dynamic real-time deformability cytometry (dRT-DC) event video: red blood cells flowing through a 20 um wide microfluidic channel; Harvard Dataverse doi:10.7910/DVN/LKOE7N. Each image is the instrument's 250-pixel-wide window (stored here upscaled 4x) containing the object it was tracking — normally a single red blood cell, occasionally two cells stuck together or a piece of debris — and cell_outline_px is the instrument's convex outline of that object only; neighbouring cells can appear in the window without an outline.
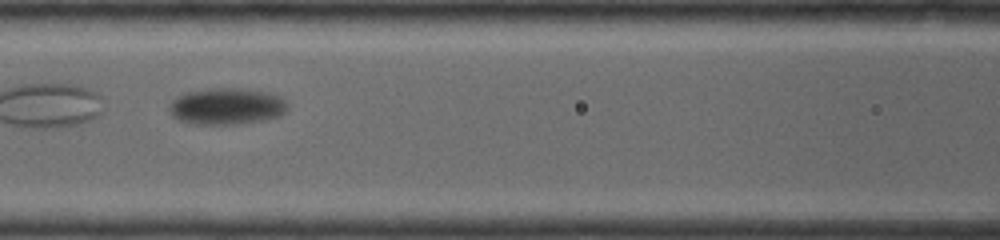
{"species": "common noctule bat (a hibernating species)", "species_latin": "Nyctalus noctula", "temperature_condition": "warm", "stored_images_in_passage": 67, "camera_frame_rate_fps": 5000, "um_per_image_px": 0.085, "animal": {"sex": "female", "body_mass_g": 19.0, "forearm_length_mm": 53.3}, "frame": {"image": 1, "passage_image": 17, "time_ms": 3.2, "image_size_px": [1000, 240], "cell_outline_px": [[284, 112], [276, 116], [264, 120], [232, 124], [188, 124], [172, 116], [168, 108], [172, 100], [176, 96], [184, 92], [208, 88], [240, 88], [268, 92], [280, 96], [284, 100]], "centroid_in_image_um": [19.17, 9.02], "position_along_channel_um": 147.4, "area_um2": 25.14}}
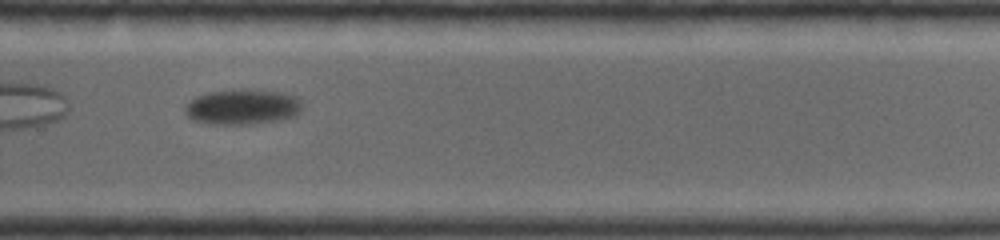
{"frame": {"image": 2, "passage_image": 41, "time_ms": 8.0, "image_size_px": [1000, 240], "cell_outline_px": [[300, 108], [296, 116], [276, 120], [244, 124], [220, 124], [192, 120], [188, 116], [184, 108], [192, 100], [200, 96], [212, 92], [280, 92], [292, 96], [300, 104]], "centroid_in_image_um": [20.58, 9.14], "position_along_channel_um": 309.2, "area_um2": 22.37}}
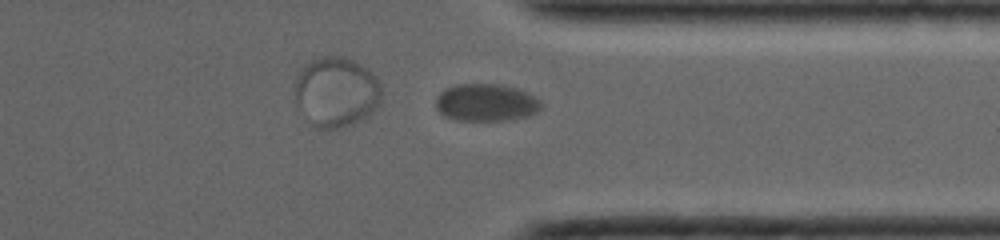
{"frame": {"image": 3, "passage_image": 50, "time_ms": 9.8, "image_size_px": [1000, 240], "cell_outline_px": [[544, 104], [536, 112], [528, 116], [508, 120], [456, 120], [444, 116], [436, 108], [436, 96], [440, 92], [456, 84], [500, 84], [516, 88], [528, 92], [540, 100]], "centroid_in_image_um": [41.33, 8.71], "position_along_channel_um": 370.1, "area_um2": 23.06}, "authors_computed_cell_mechanics": {"area_um2": 23.9292, "velocity_mm_per_s": 3.3723, "shape_relaxation_time_tau1_ms": 2.3035, "shape_relaxation_time_tau2_ms": null, "deformation_change_tau1": 0.1035, "deformation_change_tau2": null}}